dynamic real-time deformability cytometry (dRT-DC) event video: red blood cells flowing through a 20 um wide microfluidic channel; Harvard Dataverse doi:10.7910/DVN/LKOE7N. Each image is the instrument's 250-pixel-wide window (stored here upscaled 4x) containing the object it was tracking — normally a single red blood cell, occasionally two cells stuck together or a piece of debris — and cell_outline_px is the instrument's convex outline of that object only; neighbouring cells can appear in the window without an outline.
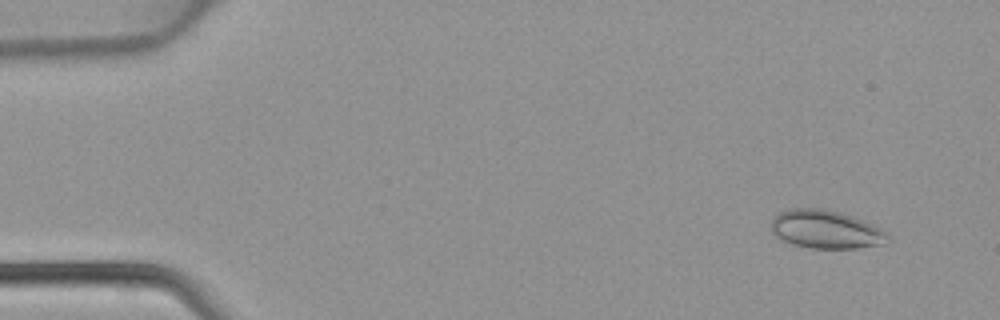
{"species": "common noctule bat (a hibernating species)", "species_latin": "Nyctalus noctula", "temperature_condition": "warm", "stored_images_in_passage": 3, "camera_frame_rate_fps": 3000, "um_per_image_px": 0.085, "animal": {"sex": "female", "body_mass_g": 22.7, "forearm_length_mm": 54.2}, "frame": {"image": 1, "passage_image": 1, "time_ms": 0.0, "image_size_px": [1000, 320], "cell_outline_px": [[888, 236], [884, 244], [856, 248], [808, 248], [792, 244], [780, 240], [772, 232], [772, 220], [780, 212], [788, 208], [824, 208], [852, 216], [872, 224], [880, 228]], "centroid_in_image_um": [70.15, 19.5], "position_along_channel_um": 14.9, "area_um2": 25.89}}